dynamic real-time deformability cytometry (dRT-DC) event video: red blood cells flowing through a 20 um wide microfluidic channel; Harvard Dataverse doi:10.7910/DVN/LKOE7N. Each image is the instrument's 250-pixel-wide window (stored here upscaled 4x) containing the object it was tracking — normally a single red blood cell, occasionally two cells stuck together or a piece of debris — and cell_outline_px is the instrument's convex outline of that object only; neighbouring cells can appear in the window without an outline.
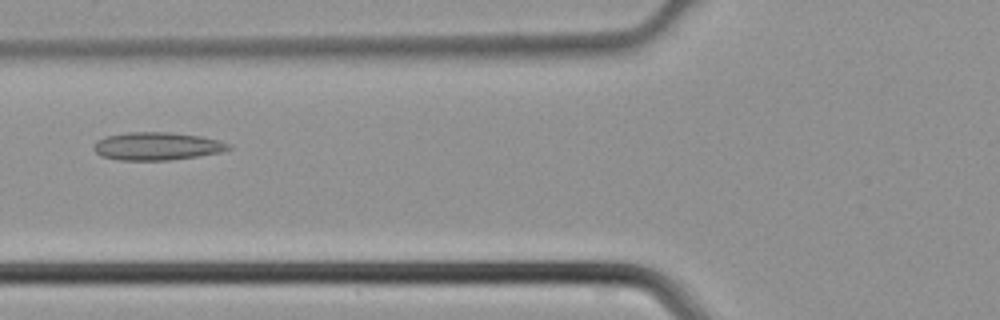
{"species": "common noctule bat (a hibernating species)", "species_latin": "Nyctalus noctula", "temperature_condition": "cold", "stored_images_in_passage": 29, "camera_frame_rate_fps": 3000, "um_per_image_px": 0.085, "animal": {"sex": "male", "body_mass_g": 21.5, "forearm_length_mm": 52.0}, "frame": {"image": 1, "passage_image": 8, "time_ms": 2.333, "image_size_px": [1000, 320], "cell_outline_px": [[232, 148], [220, 152], [196, 156], [168, 160], [120, 160], [100, 156], [92, 148], [96, 140], [108, 136], [128, 132], [172, 132], [200, 136], [220, 140], [232, 144]], "centroid_in_image_um": [13.35, 12.42], "position_along_channel_um": 112.5, "area_um2": 21.96}}
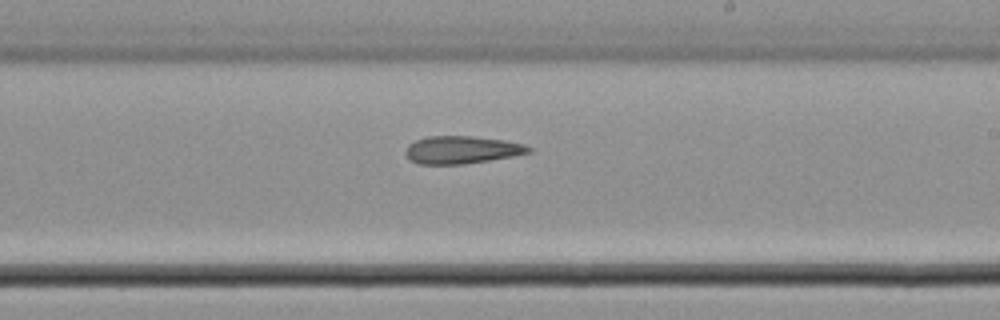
{"frame": {"image": 2, "passage_image": 17, "time_ms": 5.333, "image_size_px": [1000, 320], "cell_outline_px": [[532, 152], [512, 156], [464, 164], [420, 164], [412, 160], [404, 152], [408, 144], [416, 140], [428, 136], [472, 136], [504, 140], [524, 144], [532, 148]], "centroid_in_image_um": [39.26, 12.73], "position_along_channel_um": 249.7, "area_um2": 19.71}}
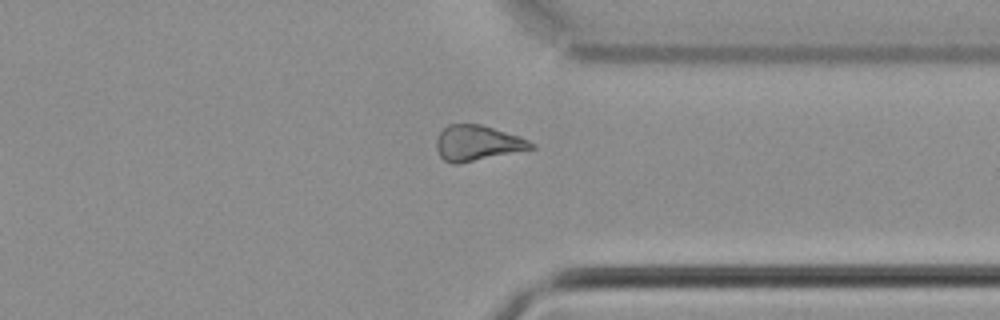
{"frame": {"image": 3, "passage_image": 25, "time_ms": 8.0, "image_size_px": [1000, 320], "cell_outline_px": [[536, 148], [456, 164], [452, 164], [444, 160], [440, 156], [436, 148], [436, 136], [448, 124], [480, 124], [520, 136], [536, 144]], "centroid_in_image_um": [40.57, 12.15], "position_along_channel_um": 370.8, "area_um2": 19.54}}